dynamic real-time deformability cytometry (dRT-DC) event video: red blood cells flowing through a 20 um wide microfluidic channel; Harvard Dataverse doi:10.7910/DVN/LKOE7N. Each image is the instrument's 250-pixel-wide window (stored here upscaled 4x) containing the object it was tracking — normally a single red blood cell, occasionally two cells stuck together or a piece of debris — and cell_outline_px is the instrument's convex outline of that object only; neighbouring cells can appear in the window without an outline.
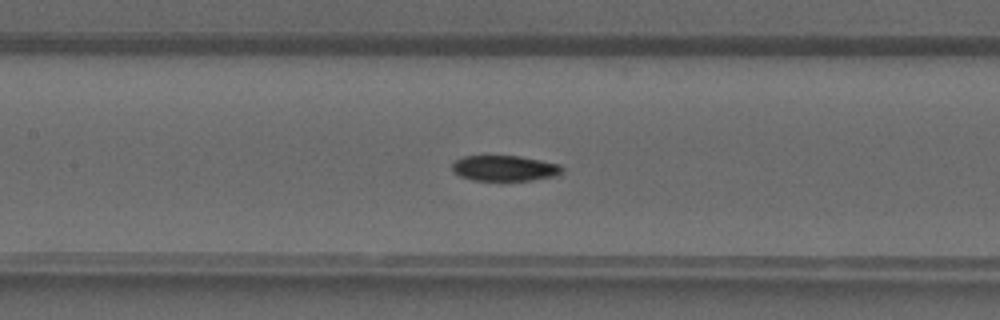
{"species": "common noctule bat (a hibernating species)", "species_latin": "Nyctalus noctula", "temperature_condition": "warm", "stored_images_in_passage": 37, "camera_frame_rate_fps": 3000, "um_per_image_px": 0.085, "animal": {"sex": "male", "forearm_length_mm": 52.5}, "frame": {"image": 1, "passage_image": 15, "time_ms": 4.667, "image_size_px": [1000, 320], "cell_outline_px": [[564, 172], [556, 176], [532, 180], [472, 180], [460, 176], [452, 172], [452, 164], [456, 160], [464, 156], [520, 156], [560, 164], [564, 168]], "centroid_in_image_um": [42.91, 14.3], "position_along_channel_um": 164.5, "area_um2": 16.47}}
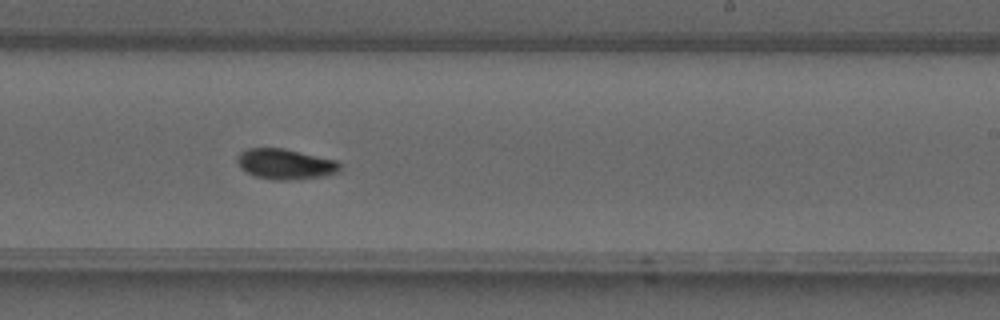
{"frame": {"image": 2, "passage_image": 21, "time_ms": 6.667, "image_size_px": [1000, 320], "cell_outline_px": [[340, 168], [336, 172], [324, 176], [288, 180], [272, 180], [256, 176], [244, 172], [240, 168], [236, 160], [236, 156], [240, 152], [248, 148], [284, 148], [336, 160], [340, 164]], "centroid_in_image_um": [24.19, 13.94], "position_along_channel_um": 264.8, "area_um2": 18.26}}
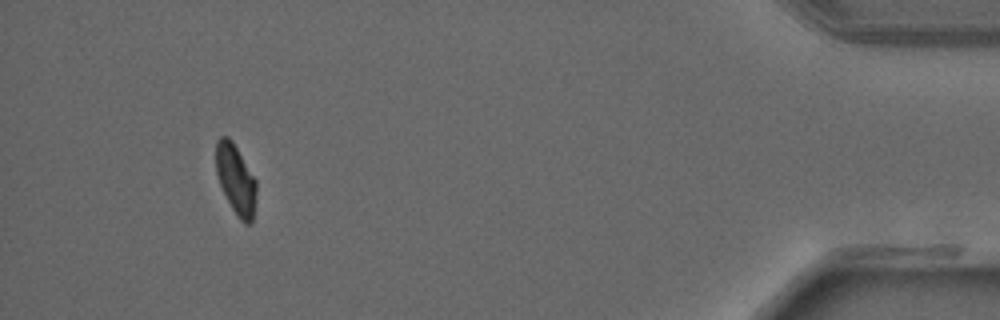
{"frame": {"image": 3, "passage_image": 34, "time_ms": 11.0, "image_size_px": [1000, 320], "cell_outline_px": [[256, 192], [252, 220], [248, 224], [244, 224], [236, 216], [220, 184], [216, 172], [216, 140], [220, 136], [228, 136], [232, 140], [256, 180]], "centroid_in_image_um": [20.03, 15.22], "position_along_channel_um": 415.2, "area_um2": 16.24}}